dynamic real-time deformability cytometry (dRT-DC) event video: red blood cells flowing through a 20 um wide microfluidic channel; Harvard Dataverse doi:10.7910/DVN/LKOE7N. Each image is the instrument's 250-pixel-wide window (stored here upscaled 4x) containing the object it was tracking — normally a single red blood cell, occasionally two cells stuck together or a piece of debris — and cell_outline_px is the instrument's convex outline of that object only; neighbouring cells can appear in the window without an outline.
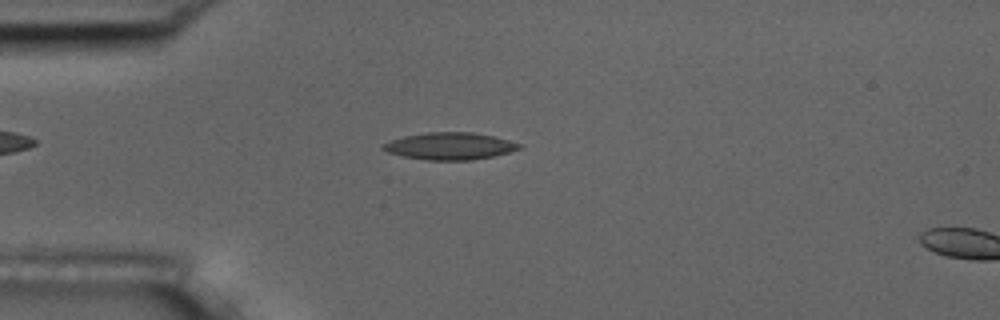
{"species": "common noctule bat (a hibernating species)", "species_latin": "Nyctalus noctula", "temperature_condition": "room temperature", "stored_images_in_passage": 4, "camera_frame_rate_fps": 3000, "um_per_image_px": 0.085, "animal": {"sex": "male", "body_mass_g": 17.5, "forearm_length_mm": 52.3}, "frame": {"image": 1, "passage_image": 3, "time_ms": 2.333, "image_size_px": [1000, 320], "cell_outline_px": [[524, 144], [520, 148], [496, 156], [472, 160], [424, 160], [404, 156], [388, 152], [380, 148], [384, 144], [392, 140], [404, 136], [428, 132], [472, 132], [492, 136]], "centroid_in_image_um": [38.26, 12.42], "position_along_channel_um": 46.7, "area_um2": 21.44}}